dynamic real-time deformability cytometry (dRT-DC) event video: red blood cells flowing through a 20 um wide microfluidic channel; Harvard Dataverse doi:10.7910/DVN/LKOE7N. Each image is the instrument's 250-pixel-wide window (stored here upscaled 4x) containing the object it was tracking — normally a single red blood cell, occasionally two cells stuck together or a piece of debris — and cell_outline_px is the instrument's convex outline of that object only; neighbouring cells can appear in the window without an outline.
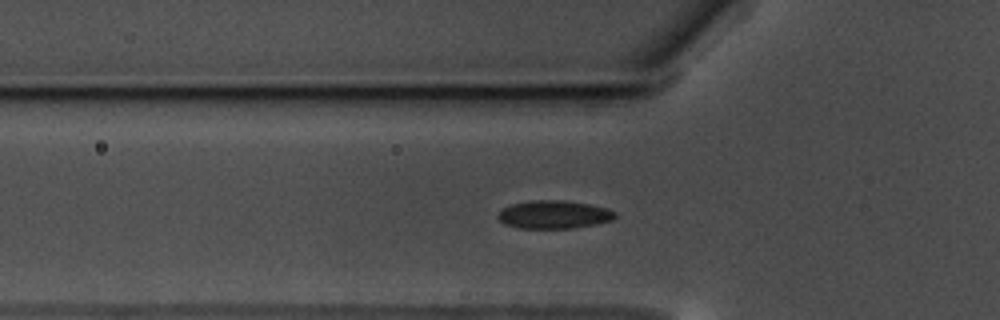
{"species": "common noctule bat (a hibernating species)", "species_latin": "Nyctalus noctula", "temperature_condition": "warm", "stored_images_in_passage": 45, "segment_of_instrument_passage": [1, 2], "camera_frame_rate_fps": 3000, "um_per_image_px": 0.085, "animal": {"sex": "male", "body_mass_g": 17.5, "forearm_length_mm": 52.3}, "frame": {"image": 1, "passage_image": 5, "time_ms": 1.333, "image_size_px": [1000, 320], "cell_outline_px": [[616, 216], [612, 220], [596, 224], [572, 228], [520, 228], [504, 224], [496, 216], [504, 208], [512, 204], [528, 200], [560, 200], [588, 204], [608, 208], [616, 212]], "centroid_in_image_um": [47.09, 18.23], "position_along_channel_um": 78.7, "area_um2": 19.13}}
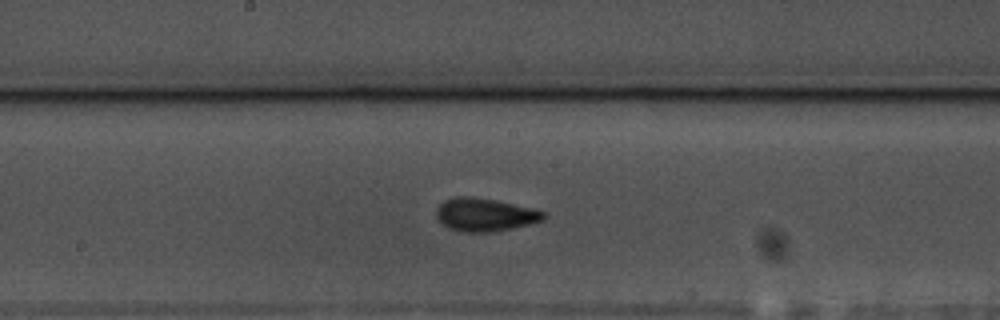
{"frame": {"image": 2, "passage_image": 16, "time_ms": 5.0, "image_size_px": [1000, 320], "cell_outline_px": [[548, 216], [544, 220], [512, 228], [492, 232], [464, 232], [448, 228], [436, 216], [436, 208], [444, 200], [456, 196], [472, 196], [496, 200], [532, 208], [544, 212]], "centroid_in_image_um": [41.22, 18.24], "position_along_channel_um": 207.0, "area_um2": 20.69}}
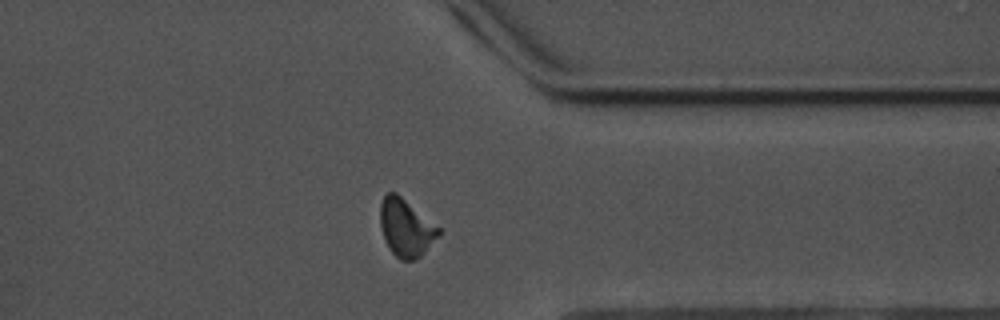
{"frame": {"image": 3, "passage_image": 31, "time_ms": 10.0, "image_size_px": [1000, 320], "cell_outline_px": [[440, 232], [424, 252], [416, 260], [400, 260], [392, 252], [384, 240], [380, 224], [380, 204], [384, 196], [388, 192], [396, 192], [440, 228]], "centroid_in_image_um": [34.47, 19.35], "position_along_channel_um": 376.9, "area_um2": 19.31}}